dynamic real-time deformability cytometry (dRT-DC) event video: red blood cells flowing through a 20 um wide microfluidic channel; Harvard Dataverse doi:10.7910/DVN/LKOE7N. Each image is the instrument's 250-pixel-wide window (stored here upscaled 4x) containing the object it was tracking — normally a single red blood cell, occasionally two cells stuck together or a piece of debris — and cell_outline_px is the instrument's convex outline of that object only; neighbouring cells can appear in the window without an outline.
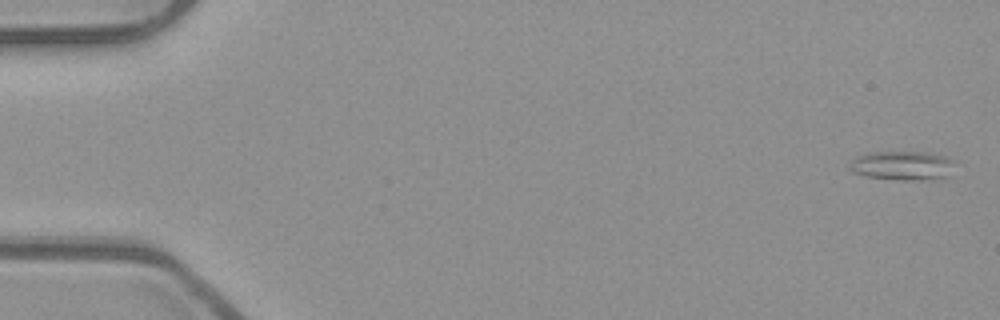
{"species": "common noctule bat (a hibernating species)", "species_latin": "Nyctalus noctula", "temperature_condition": "room temperature", "stored_images_in_passage": 52, "segment_of_instrument_passage": [1, 2], "camera_frame_rate_fps": 3000, "um_per_image_px": 0.085, "animal": {"sex": "male", "body_mass_g": 23.1, "forearm_length_mm": 52.7}, "frame": {"image": 1, "passage_image": 1, "time_ms": 0.0, "image_size_px": [1000, 320], "cell_outline_px": [[952, 160], [944, 176], [912, 180], [904, 180], [868, 176], [856, 172], [852, 168], [852, 160], [856, 156], [872, 152], [928, 152], [944, 156]], "centroid_in_image_um": [76.63, 14.04], "position_along_channel_um": 8.4, "area_um2": 16.76}}
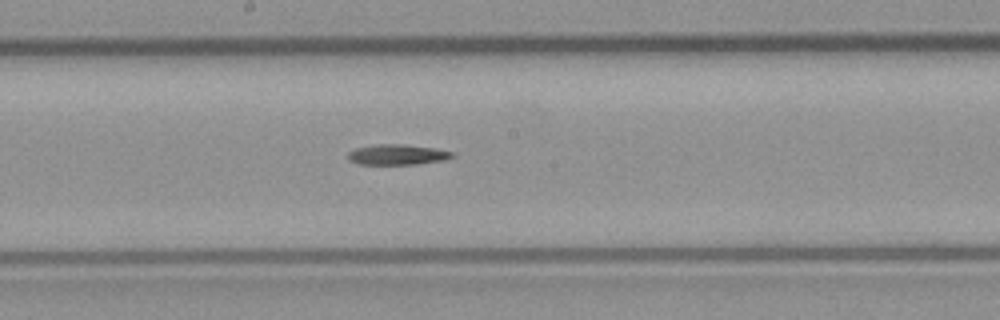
{"frame": {"image": 2, "passage_image": 28, "time_ms": 9.0, "image_size_px": [1000, 320], "cell_outline_px": [[456, 156], [448, 160], [416, 164], [360, 164], [348, 160], [348, 152], [356, 148], [380, 144], [400, 144], [432, 148], [456, 152]], "centroid_in_image_um": [33.84, 13.15], "position_along_channel_um": 214.4, "area_um2": 12.43}}
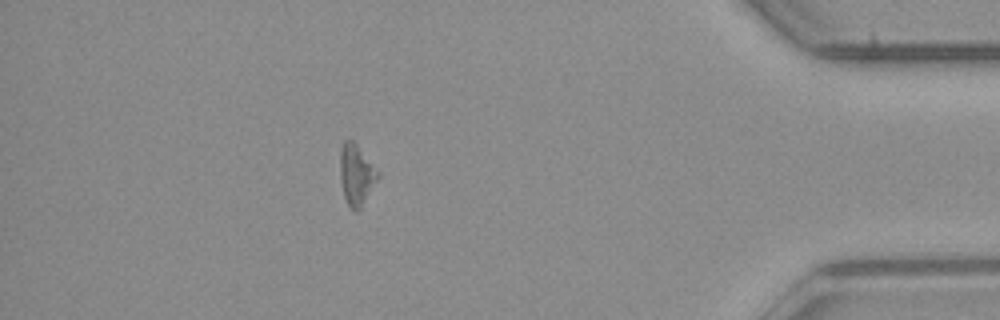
{"frame": {"image": 3, "passage_image": 46, "time_ms": 15.0, "image_size_px": [1000, 320], "cell_outline_px": [[380, 176], [360, 208], [356, 212], [348, 204], [344, 196], [340, 180], [340, 152], [344, 140], [352, 140], [356, 144], [380, 172]], "centroid_in_image_um": [30.29, 14.84], "position_along_channel_um": 404.9, "area_um2": 13.24}}